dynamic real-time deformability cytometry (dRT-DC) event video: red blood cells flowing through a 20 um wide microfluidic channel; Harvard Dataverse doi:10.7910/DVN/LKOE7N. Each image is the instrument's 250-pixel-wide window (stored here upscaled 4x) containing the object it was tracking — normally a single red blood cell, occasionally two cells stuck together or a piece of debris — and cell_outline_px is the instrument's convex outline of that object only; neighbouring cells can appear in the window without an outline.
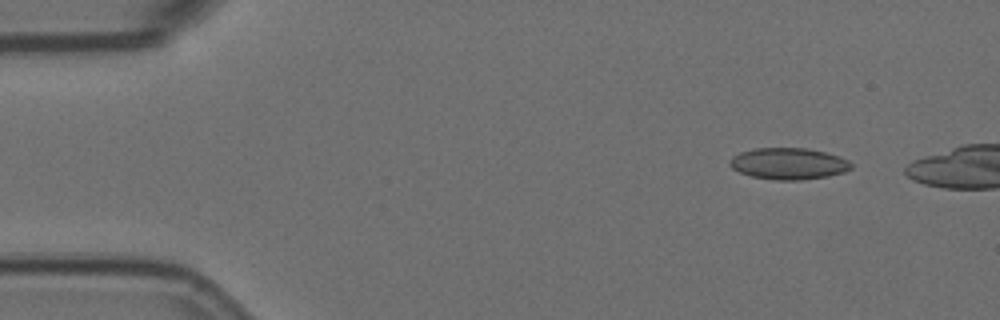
{"species": "Egyptian fruit bat (a non-hibernating species)", "species_latin": "Rousettus aegyptiacus", "temperature_condition": "room temperature", "stored_images_in_passage": 45, "camera_frame_rate_fps": 3000, "um_per_image_px": 0.085, "animal": {"sex": "female"}, "frame": {"image": 1, "passage_image": 1, "time_ms": 0.0, "image_size_px": [1000, 320], "cell_outline_px": [[852, 168], [844, 172], [828, 176], [800, 180], [776, 180], [752, 176], [740, 172], [732, 168], [728, 164], [728, 160], [732, 156], [740, 152], [756, 148], [808, 148], [840, 156], [848, 160], [852, 164]], "centroid_in_image_um": [67.02, 13.9], "position_along_channel_um": 18.0, "area_um2": 22.37}}
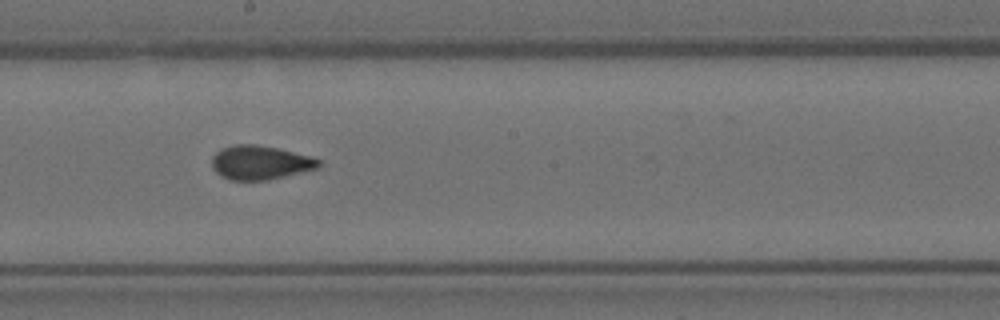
{"frame": {"image": 2, "passage_image": 26, "time_ms": 8.333, "image_size_px": [1000, 320], "cell_outline_px": [[320, 168], [268, 180], [228, 180], [220, 176], [212, 168], [212, 156], [220, 148], [236, 144], [256, 144], [276, 148], [312, 156], [320, 160]], "centroid_in_image_um": [22.1, 13.82], "position_along_channel_um": 226.1, "area_um2": 21.39}}
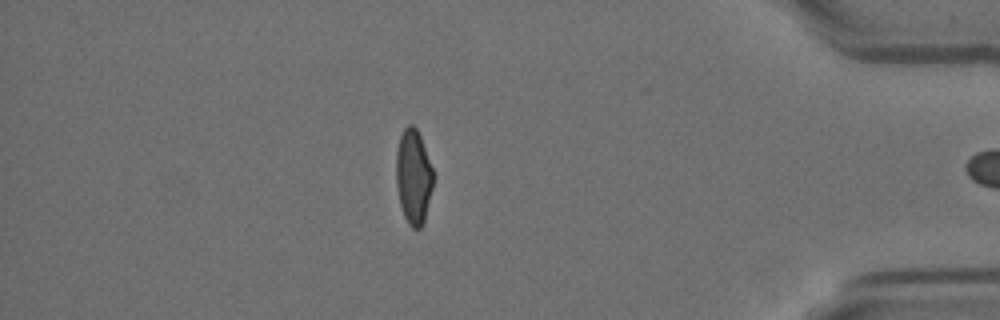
{"frame": {"image": 3, "passage_image": 44, "time_ms": 14.333, "image_size_px": [1000, 320], "cell_outline_px": [[432, 188], [424, 224], [420, 228], [412, 228], [408, 224], [404, 216], [400, 204], [396, 184], [396, 152], [400, 136], [404, 128], [408, 124], [412, 124], [416, 128], [420, 136], [432, 168]], "centroid_in_image_um": [35.13, 15.04], "position_along_channel_um": 400.1, "area_um2": 20.35}}